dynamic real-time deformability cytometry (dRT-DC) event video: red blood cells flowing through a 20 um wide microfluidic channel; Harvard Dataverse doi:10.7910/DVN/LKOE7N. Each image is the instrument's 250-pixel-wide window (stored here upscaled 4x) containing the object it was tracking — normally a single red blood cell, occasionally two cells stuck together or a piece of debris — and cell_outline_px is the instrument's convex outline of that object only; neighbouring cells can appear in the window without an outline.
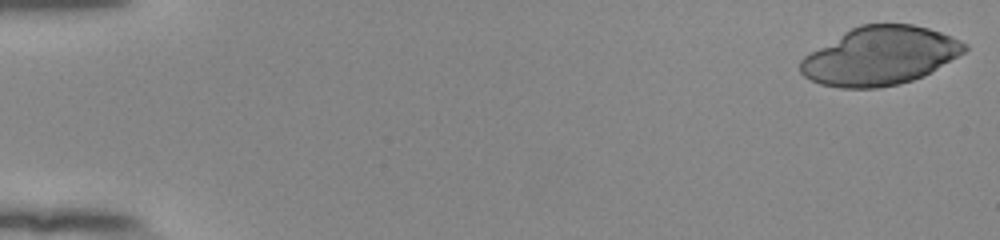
{"species": "human", "species_latin": "Homo sapiens", "temperature_condition": "room temperature", "stored_images_in_passage": 52, "camera_frame_rate_fps": 3000, "um_per_image_px": 0.085, "donor": {"sex": "female"}, "frame": {"image": 1, "passage_image": 1, "time_ms": 0.0, "image_size_px": [1000, 240], "cell_outline_px": [[968, 48], [964, 52], [924, 76], [912, 80], [896, 84], [876, 88], [840, 88], [820, 84], [804, 76], [800, 72], [800, 60], [804, 56], [844, 32], [860, 24], [912, 24], [928, 28], [940, 32], [960, 40], [968, 44]], "centroid_in_image_um": [74.79, 4.75], "position_along_channel_um": 10.2, "area_um2": 55.43}}